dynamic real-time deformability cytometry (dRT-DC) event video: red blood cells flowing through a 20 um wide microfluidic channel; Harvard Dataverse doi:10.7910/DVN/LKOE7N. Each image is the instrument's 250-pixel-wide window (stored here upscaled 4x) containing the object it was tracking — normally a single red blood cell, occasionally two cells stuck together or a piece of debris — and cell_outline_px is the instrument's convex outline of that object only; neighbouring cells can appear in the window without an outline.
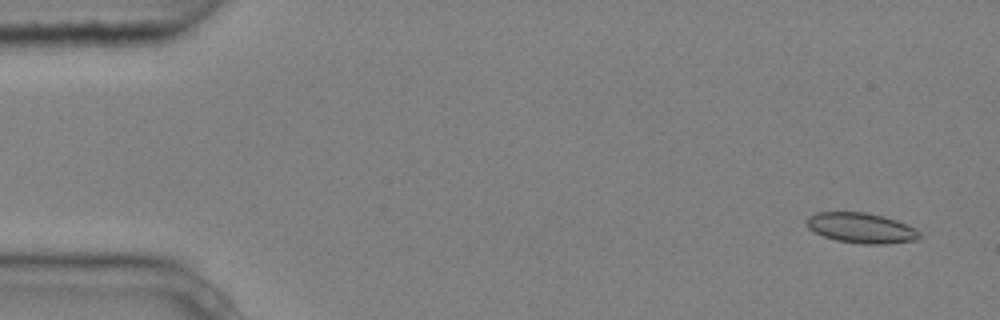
{"species": "common noctule bat (a hibernating species)", "species_latin": "Nyctalus noctula", "temperature_condition": "cold", "stored_images_in_passage": 5, "camera_frame_rate_fps": 3000, "um_per_image_px": 0.085, "animal": {"sex": "male", "body_mass_g": 20.4}, "frame": {"image": 1, "passage_image": 1, "time_ms": 0.0, "image_size_px": [1000, 320], "cell_outline_px": [[920, 236], [916, 240], [884, 244], [860, 244], [836, 240], [824, 236], [808, 228], [808, 216], [816, 212], [868, 212], [884, 216], [896, 220], [916, 228], [920, 232]], "centroid_in_image_um": [73.23, 19.37], "position_along_channel_um": 11.8, "area_um2": 19.88}}
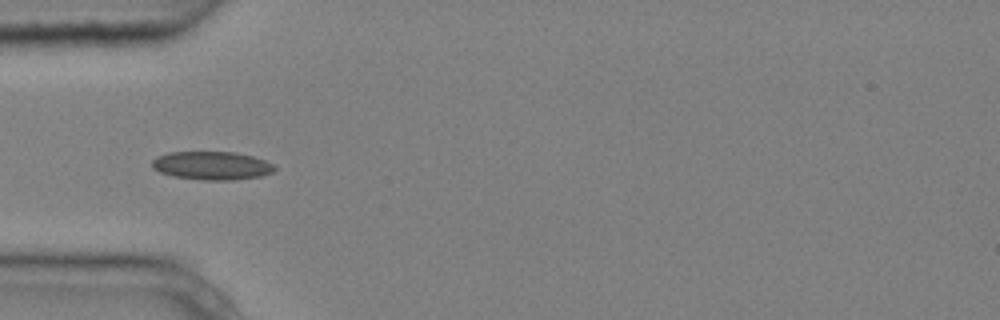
{"frame": {"image": 2, "passage_image": 5, "time_ms": 1.333, "image_size_px": [1000, 320], "cell_outline_px": [[276, 168], [272, 172], [260, 176], [232, 180], [204, 180], [172, 176], [160, 172], [152, 168], [152, 160], [156, 156], [168, 152], [236, 152], [252, 156], [276, 164]], "centroid_in_image_um": [18.0, 14.07], "position_along_channel_um": 67.0, "area_um2": 20.35}}